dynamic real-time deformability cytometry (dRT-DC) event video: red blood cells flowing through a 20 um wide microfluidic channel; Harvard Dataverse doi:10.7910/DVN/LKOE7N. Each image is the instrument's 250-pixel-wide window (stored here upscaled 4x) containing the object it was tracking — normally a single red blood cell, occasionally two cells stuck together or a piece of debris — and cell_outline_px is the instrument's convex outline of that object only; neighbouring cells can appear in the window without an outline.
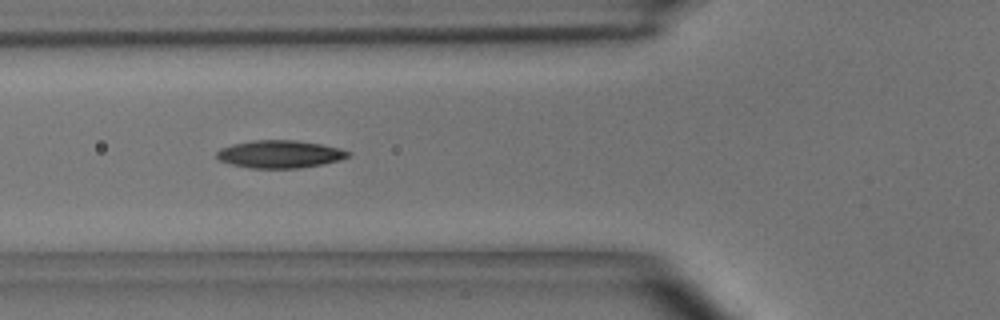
{"species": "common noctule bat (a hibernating species)", "species_latin": "Nyctalus noctula", "temperature_condition": "room temperature", "stored_images_in_passage": 42, "camera_frame_rate_fps": 3000, "um_per_image_px": 0.085, "animal": {"sex": "male", "body_mass_g": 15.6}, "frame": {"image": 1, "passage_image": 13, "time_ms": 4.0, "image_size_px": [1000, 320], "cell_outline_px": [[352, 152], [348, 156], [336, 160], [320, 164], [300, 168], [248, 168], [232, 164], [220, 160], [216, 156], [216, 152], [220, 148], [232, 144], [252, 140], [296, 140], [320, 144], [340, 148]], "centroid_in_image_um": [23.74, 13.09], "position_along_channel_um": 102.1, "area_um2": 21.04}, "authors_computed_cell_mechanics": {"area_um2": 20.1433, "velocity_mm_per_s": 3.9655, "shape_relaxation_time_tau1_ms": 2.9442, "shape_relaxation_time_tau2_ms": 4.7415, "deformation_change_tau1": 0.1436, "deformation_change_tau2": 0.1279}}